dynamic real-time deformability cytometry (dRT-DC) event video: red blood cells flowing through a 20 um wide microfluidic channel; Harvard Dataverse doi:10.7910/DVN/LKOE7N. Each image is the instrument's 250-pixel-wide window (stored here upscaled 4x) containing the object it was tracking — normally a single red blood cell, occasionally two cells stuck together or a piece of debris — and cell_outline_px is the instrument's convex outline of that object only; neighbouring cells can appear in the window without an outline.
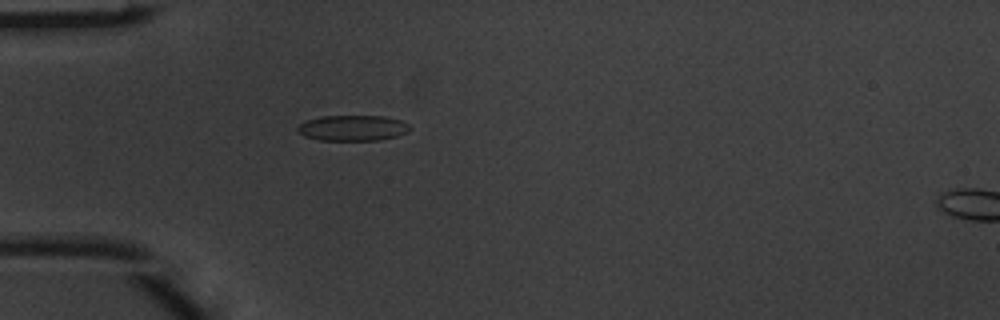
{"species": "common noctule bat (a hibernating species)", "species_latin": "Nyctalus noctula", "temperature_condition": "warm", "stored_images_in_passage": 5, "camera_frame_rate_fps": 3000, "um_per_image_px": 0.085, "animal": {"sex": "male", "body_mass_g": 20.1, "forearm_length_mm": 53.5}, "frame": {"image": 1, "passage_image": 5, "time_ms": 1.333, "image_size_px": [1000, 320], "cell_outline_px": [[408, 132], [396, 136], [380, 140], [320, 140], [304, 136], [296, 132], [296, 128], [300, 124], [308, 120], [320, 116], [384, 116], [400, 120], [408, 124]], "centroid_in_image_um": [29.94, 10.88], "position_along_channel_um": 55.1, "area_um2": 16.7}}